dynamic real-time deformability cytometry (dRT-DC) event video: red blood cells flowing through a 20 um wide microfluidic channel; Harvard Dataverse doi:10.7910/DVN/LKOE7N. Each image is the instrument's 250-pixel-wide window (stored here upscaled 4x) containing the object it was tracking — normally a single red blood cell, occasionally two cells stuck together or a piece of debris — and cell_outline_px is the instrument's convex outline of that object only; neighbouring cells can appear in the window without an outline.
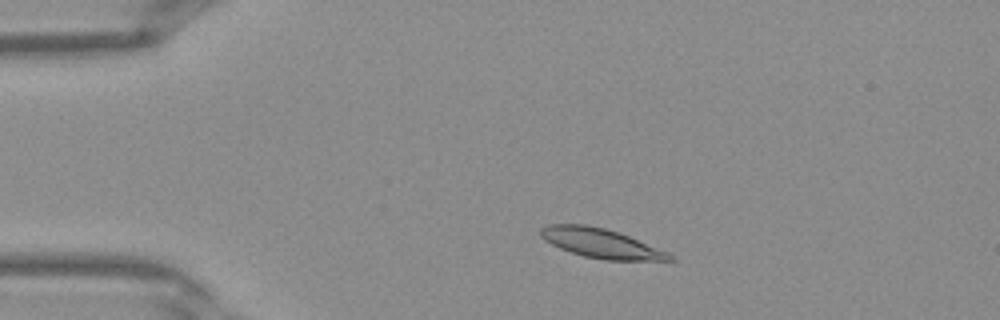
{"species": "Egyptian fruit bat (a non-hibernating species)", "species_latin": "Rousettus aegyptiacus", "temperature_condition": "warm", "stored_images_in_passage": 37, "camera_frame_rate_fps": 3000, "um_per_image_px": 0.085, "frame": {"image": 1, "passage_image": 5, "time_ms": 1.333, "image_size_px": [1000, 320], "cell_outline_px": [[676, 260], [604, 260], [584, 256], [560, 248], [544, 240], [540, 236], [540, 228], [548, 224], [584, 224], [604, 228], [628, 236], [668, 252]], "centroid_in_image_um": [51.04, 20.67], "position_along_channel_um": 34.0, "area_um2": 21.79}}
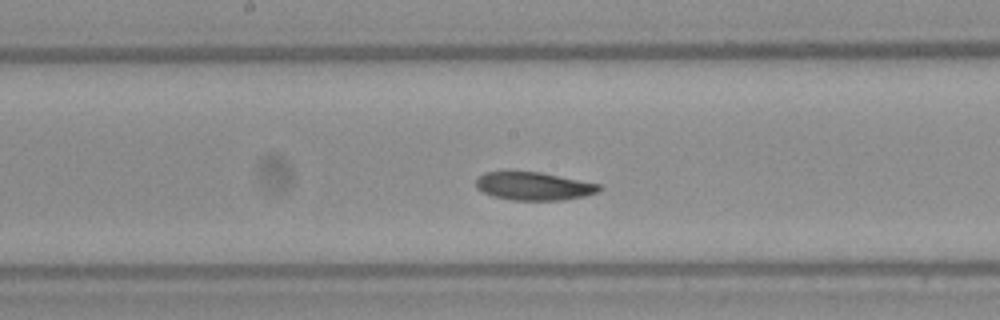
{"frame": {"image": 2, "passage_image": 18, "time_ms": 5.667, "image_size_px": [1000, 320], "cell_outline_px": [[604, 188], [596, 192], [584, 196], [564, 200], [512, 200], [492, 196], [476, 188], [476, 180], [484, 172], [540, 172], [600, 184]], "centroid_in_image_um": [45.38, 15.83], "position_along_channel_um": 202.8, "area_um2": 20.06}}
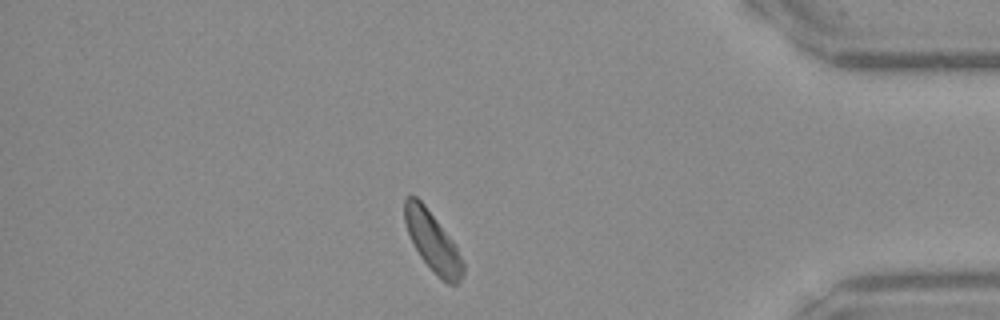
{"frame": {"image": 3, "passage_image": 32, "time_ms": 10.333, "image_size_px": [1000, 320], "cell_outline_px": [[464, 276], [456, 284], [448, 284], [436, 276], [432, 272], [420, 256], [408, 232], [404, 220], [404, 196], [416, 196], [424, 204], [456, 244], [464, 264]], "centroid_in_image_um": [36.79, 20.56], "position_along_channel_um": 398.4, "area_um2": 20.35}}